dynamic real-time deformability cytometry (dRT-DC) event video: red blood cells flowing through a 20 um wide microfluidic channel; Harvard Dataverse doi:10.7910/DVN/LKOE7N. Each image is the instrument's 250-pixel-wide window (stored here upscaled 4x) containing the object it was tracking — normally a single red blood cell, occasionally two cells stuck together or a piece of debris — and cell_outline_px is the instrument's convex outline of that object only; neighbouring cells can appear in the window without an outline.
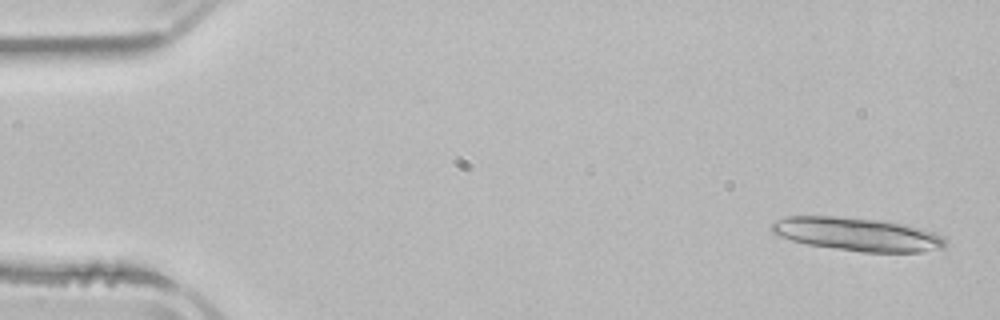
{"species": "common noctule bat (a hibernating species)", "species_latin": "Nyctalus noctula", "temperature_condition": "room temperature", "stored_images_in_passage": 5, "camera_frame_rate_fps": 3000, "um_per_image_px": 0.085, "animal": {"sex": "male", "body_mass_g": 21.5, "forearm_length_mm": 52.0}, "frame": {"image": 1, "passage_image": 1, "time_ms": 0.0, "image_size_px": [1000, 320], "cell_outline_px": [[948, 244], [944, 248], [920, 252], [860, 252], [808, 244], [792, 240], [780, 236], [772, 232], [768, 228], [776, 220], [784, 216], [836, 216], [884, 220], [904, 224], [936, 232], [944, 236]], "centroid_in_image_um": [72.91, 19.9], "position_along_channel_um": 12.1, "area_um2": 34.1}}